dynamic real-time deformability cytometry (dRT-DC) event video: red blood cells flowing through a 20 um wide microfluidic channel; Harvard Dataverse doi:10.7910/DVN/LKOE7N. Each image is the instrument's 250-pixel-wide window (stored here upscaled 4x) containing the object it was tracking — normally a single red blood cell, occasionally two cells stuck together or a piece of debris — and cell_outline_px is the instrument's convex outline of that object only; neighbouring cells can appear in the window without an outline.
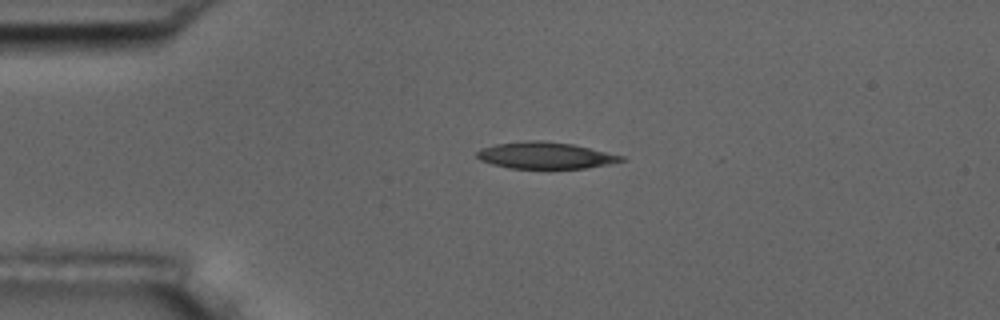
{"species": "common noctule bat (a hibernating species)", "species_latin": "Nyctalus noctula", "temperature_condition": "room temperature", "stored_images_in_passage": 2, "camera_frame_rate_fps": 3000, "um_per_image_px": 0.085, "animal": {"sex": "male", "body_mass_g": 17.5, "forearm_length_mm": 52.3}, "frame": {"image": 1, "passage_image": 2, "time_ms": 2.333, "image_size_px": [1000, 320], "cell_outline_px": [[628, 160], [588, 168], [508, 168], [492, 164], [480, 160], [476, 156], [476, 152], [480, 148], [496, 144], [532, 140], [544, 140], [572, 144], [624, 156]], "centroid_in_image_um": [46.35, 13.21], "position_along_channel_um": 38.6, "area_um2": 22.37}}